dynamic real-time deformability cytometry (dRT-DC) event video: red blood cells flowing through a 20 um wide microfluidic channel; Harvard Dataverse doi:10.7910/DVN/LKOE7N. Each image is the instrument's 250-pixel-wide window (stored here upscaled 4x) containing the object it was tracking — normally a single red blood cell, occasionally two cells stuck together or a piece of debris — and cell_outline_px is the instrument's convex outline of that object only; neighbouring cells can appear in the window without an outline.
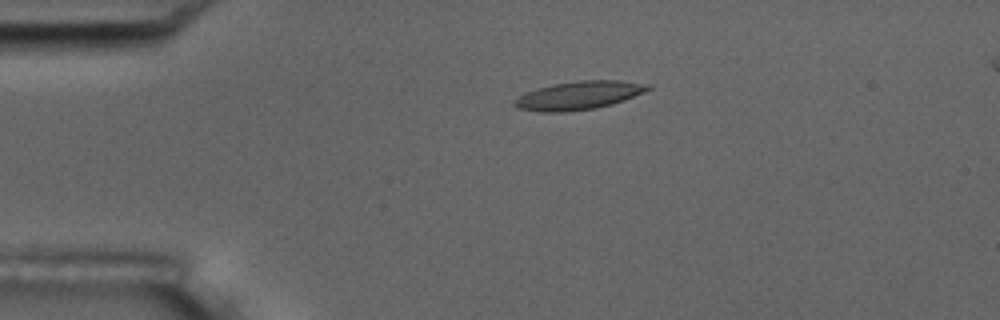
{"species": "common noctule bat (a hibernating species)", "species_latin": "Nyctalus noctula", "temperature_condition": "room temperature", "stored_images_in_passage": 3, "camera_frame_rate_fps": 3000, "um_per_image_px": 0.085, "animal": {"sex": "male", "body_mass_g": 17.5, "forearm_length_mm": 52.3}, "frame": {"image": 1, "passage_image": 1, "time_ms": 0.0, "image_size_px": [1000, 320], "cell_outline_px": [[652, 88], [644, 92], [624, 100], [612, 104], [596, 108], [564, 112], [540, 112], [520, 108], [512, 104], [520, 96], [528, 92], [552, 84], [576, 80], [620, 80], [648, 84]], "centroid_in_image_um": [49.24, 8.1], "position_along_channel_um": 35.8, "area_um2": 21.85}}